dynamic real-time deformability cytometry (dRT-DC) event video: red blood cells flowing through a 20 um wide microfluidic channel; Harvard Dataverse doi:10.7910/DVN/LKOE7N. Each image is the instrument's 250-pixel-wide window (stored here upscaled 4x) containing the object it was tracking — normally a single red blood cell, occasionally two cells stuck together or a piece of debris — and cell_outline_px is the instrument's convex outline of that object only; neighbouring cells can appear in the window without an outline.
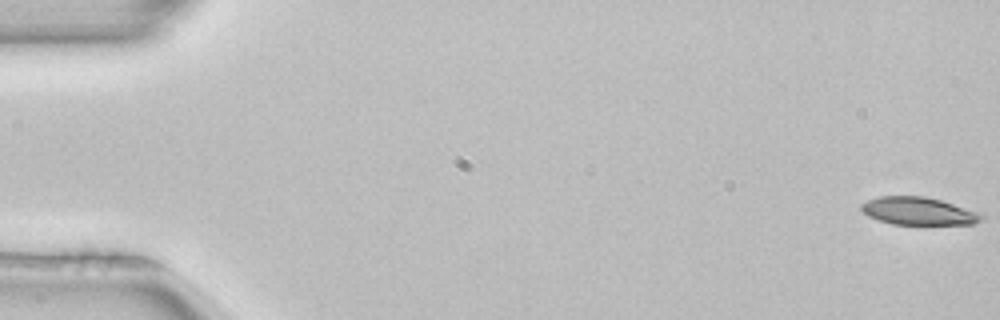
{"species": "common noctule bat (a hibernating species)", "species_latin": "Nyctalus noctula", "temperature_condition": "room temperature", "stored_images_in_passage": 4, "camera_frame_rate_fps": 3000, "um_per_image_px": 0.085, "animal": {"sex": "female", "body_mass_g": 22.7, "forearm_length_mm": 54.2}, "frame": {"image": 1, "passage_image": 1, "time_ms": 0.0, "image_size_px": [1000, 320], "cell_outline_px": [[984, 216], [980, 220], [972, 224], [892, 224], [868, 216], [860, 208], [860, 204], [868, 200], [880, 196], [924, 196], [940, 200], [984, 212]], "centroid_in_image_um": [78.11, 17.93], "position_along_channel_um": 6.9, "area_um2": 19.48}}
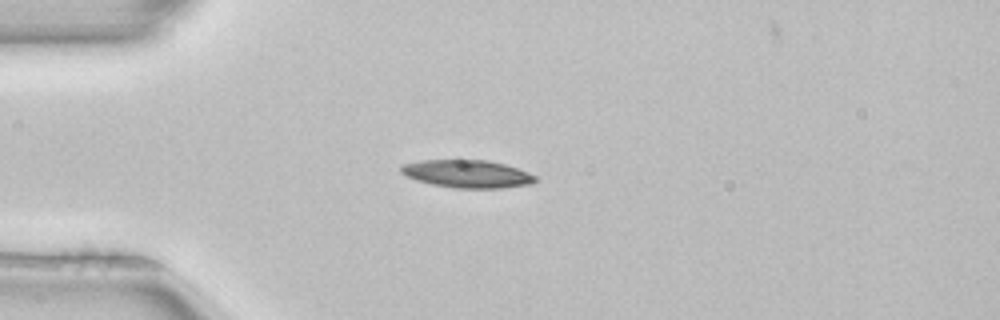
{"frame": {"image": 2, "passage_image": 4, "time_ms": 1.0, "image_size_px": [1000, 320], "cell_outline_px": [[540, 180], [532, 184], [504, 188], [456, 188], [432, 184], [416, 180], [400, 172], [400, 168], [404, 164], [420, 160], [488, 160], [504, 164], [528, 172], [536, 176]], "centroid_in_image_um": [39.77, 14.78], "position_along_channel_um": 45.2, "area_um2": 21.79}}